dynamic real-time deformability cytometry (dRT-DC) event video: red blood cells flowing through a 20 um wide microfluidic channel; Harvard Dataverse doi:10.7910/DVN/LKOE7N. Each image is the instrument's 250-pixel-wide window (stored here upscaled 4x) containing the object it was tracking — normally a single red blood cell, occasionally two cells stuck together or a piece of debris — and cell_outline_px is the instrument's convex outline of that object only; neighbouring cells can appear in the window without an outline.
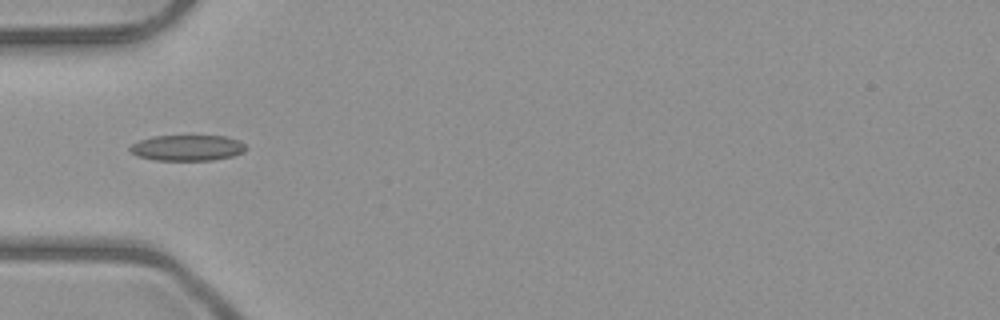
{"species": "common noctule bat (a hibernating species)", "species_latin": "Nyctalus noctula", "temperature_condition": "room temperature", "stored_images_in_passage": 6, "camera_frame_rate_fps": 3000, "um_per_image_px": 0.085, "animal": {"sex": "male", "body_mass_g": 23.1, "forearm_length_mm": 52.7}, "frame": {"image": 1, "passage_image": 5, "time_ms": 4.667, "image_size_px": [1000, 320], "cell_outline_px": [[248, 148], [244, 152], [232, 156], [212, 160], [156, 160], [140, 156], [132, 152], [128, 148], [132, 144], [140, 140], [152, 136], [224, 136], [240, 140]], "centroid_in_image_um": [15.96, 12.56], "position_along_channel_um": 69.0, "area_um2": 17.34}}
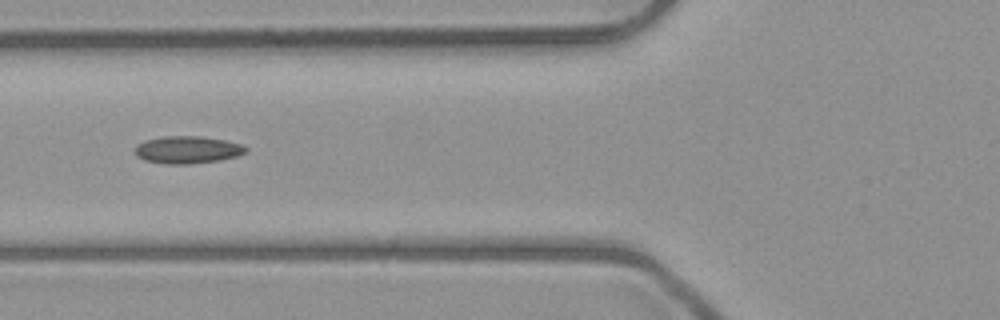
{"frame": {"image": 2, "passage_image": 6, "time_ms": 5.667, "image_size_px": [1000, 320], "cell_outline_px": [[248, 148], [244, 152], [236, 156], [220, 160], [188, 164], [168, 164], [144, 160], [136, 156], [136, 144], [144, 140], [164, 136], [200, 136], [224, 140], [244, 144]], "centroid_in_image_um": [15.92, 12.72], "position_along_channel_um": 109.9, "area_um2": 17.69}}